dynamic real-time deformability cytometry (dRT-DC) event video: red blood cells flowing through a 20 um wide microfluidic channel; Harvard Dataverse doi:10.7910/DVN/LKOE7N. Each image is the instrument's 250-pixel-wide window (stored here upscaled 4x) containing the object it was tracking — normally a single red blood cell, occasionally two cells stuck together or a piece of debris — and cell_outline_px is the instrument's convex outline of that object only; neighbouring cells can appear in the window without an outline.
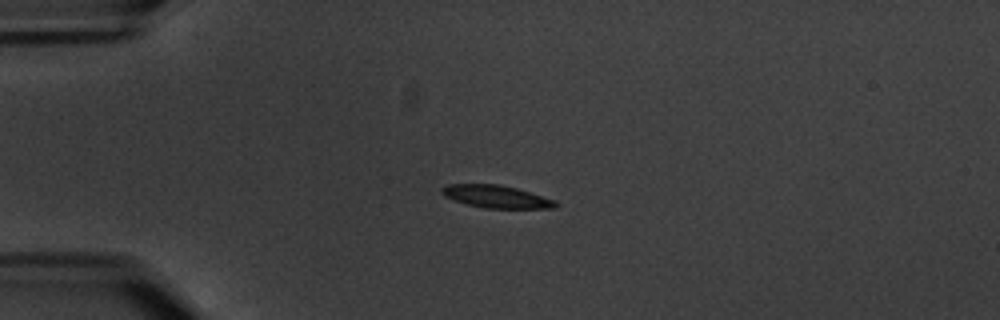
{"species": "common noctule bat (a hibernating species)", "species_latin": "Nyctalus noctula", "temperature_condition": "warm", "stored_images_in_passage": 5, "camera_frame_rate_fps": 3000, "um_per_image_px": 0.085, "animal": {"sex": "male", "body_mass_g": 20.1, "forearm_length_mm": 53.5}, "frame": {"image": 1, "passage_image": 4, "time_ms": 3.667, "image_size_px": [1000, 320], "cell_outline_px": [[560, 204], [556, 208], [484, 208], [468, 204], [444, 196], [440, 192], [440, 188], [448, 184], [500, 184], [516, 188], [556, 200]], "centroid_in_image_um": [42.21, 16.71], "position_along_channel_um": 42.8, "area_um2": 14.97}}